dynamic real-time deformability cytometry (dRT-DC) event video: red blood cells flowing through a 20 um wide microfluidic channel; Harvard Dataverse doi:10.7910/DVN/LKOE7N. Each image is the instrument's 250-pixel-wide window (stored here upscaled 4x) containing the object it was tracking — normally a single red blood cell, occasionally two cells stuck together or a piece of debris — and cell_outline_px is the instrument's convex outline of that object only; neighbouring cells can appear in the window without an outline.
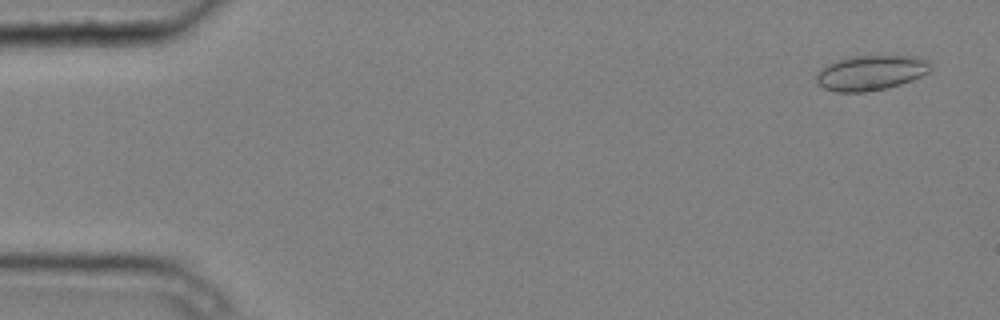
{"species": "common noctule bat (a hibernating species)", "species_latin": "Nyctalus noctula", "temperature_condition": "cold", "stored_images_in_passage": 4, "camera_frame_rate_fps": 3000, "um_per_image_px": 0.085, "animal": {"sex": "male", "body_mass_g": 20.4}, "frame": {"image": 1, "passage_image": 1, "time_ms": 0.0, "image_size_px": [1000, 320], "cell_outline_px": [[928, 72], [912, 80], [888, 88], [864, 92], [836, 92], [824, 88], [816, 84], [816, 76], [828, 64], [848, 56], [916, 56], [928, 60]], "centroid_in_image_um": [73.99, 6.19], "position_along_channel_um": 11.0, "area_um2": 23.06}}
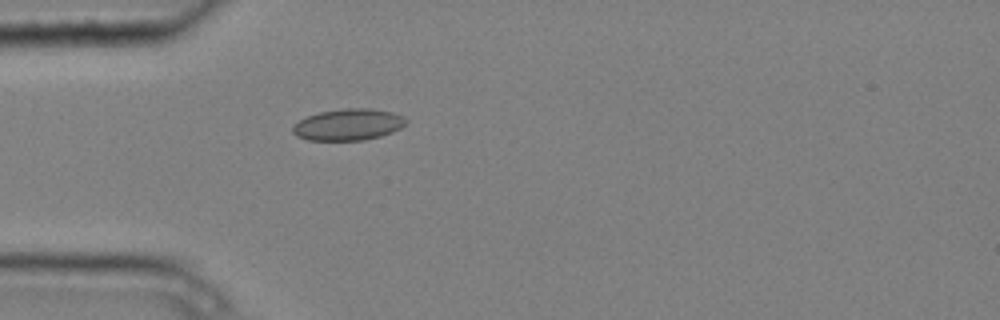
{"frame": {"image": 2, "passage_image": 4, "time_ms": 1.0, "image_size_px": [1000, 320], "cell_outline_px": [[408, 120], [400, 128], [392, 132], [380, 136], [364, 140], [308, 140], [296, 136], [292, 132], [292, 128], [300, 120], [308, 116], [320, 112], [344, 108], [368, 108], [392, 112], [404, 116]], "centroid_in_image_um": [29.61, 10.59], "position_along_channel_um": 55.4, "area_um2": 20.69}}